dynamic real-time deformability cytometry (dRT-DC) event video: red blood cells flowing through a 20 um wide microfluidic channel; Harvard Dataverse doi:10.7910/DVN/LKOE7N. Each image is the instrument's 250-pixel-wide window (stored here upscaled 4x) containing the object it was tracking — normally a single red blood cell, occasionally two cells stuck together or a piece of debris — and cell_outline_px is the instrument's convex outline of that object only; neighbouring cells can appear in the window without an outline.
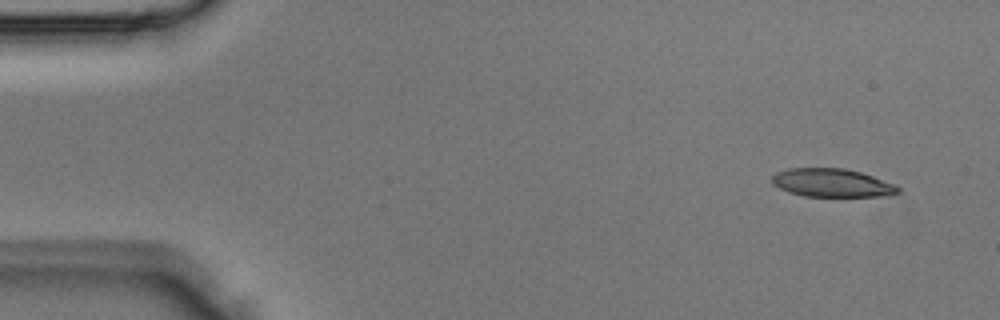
{"species": "Egyptian fruit bat (a non-hibernating species)", "species_latin": "Rousettus aegyptiacus", "temperature_condition": "room temperature", "stored_images_in_passage": 3, "camera_frame_rate_fps": 3000, "um_per_image_px": 0.085, "animal": {"sex": "male"}, "frame": {"image": 1, "passage_image": 1, "time_ms": 0.0, "image_size_px": [1000, 320], "cell_outline_px": [[900, 192], [884, 196], [804, 196], [788, 192], [772, 184], [772, 176], [776, 172], [788, 168], [844, 168], [860, 172], [896, 184], [900, 188]], "centroid_in_image_um": [70.71, 15.54], "position_along_channel_um": 14.3, "area_um2": 20.81}}